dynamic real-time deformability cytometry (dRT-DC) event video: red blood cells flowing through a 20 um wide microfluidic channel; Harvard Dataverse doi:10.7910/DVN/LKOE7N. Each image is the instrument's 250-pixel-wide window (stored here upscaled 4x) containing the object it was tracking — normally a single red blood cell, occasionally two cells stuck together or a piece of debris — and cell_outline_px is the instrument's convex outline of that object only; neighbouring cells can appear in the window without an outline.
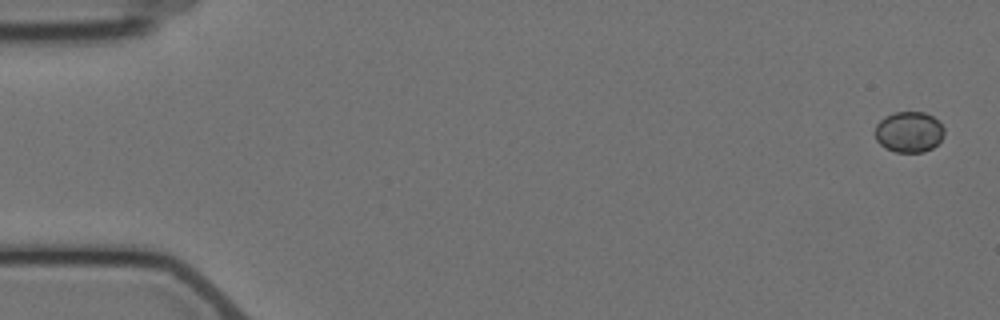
{"species": "Egyptian fruit bat (a non-hibernating species)", "species_latin": "Rousettus aegyptiacus", "temperature_condition": "cold", "stored_images_in_passage": 5, "camera_frame_rate_fps": 3000, "um_per_image_px": 0.085, "animal": {"sex": "female"}, "frame": {"image": 1, "passage_image": 1, "time_ms": 0.0, "image_size_px": [1000, 320], "cell_outline_px": [[944, 136], [932, 148], [924, 152], [896, 152], [884, 148], [876, 140], [876, 124], [884, 116], [896, 112], [924, 112], [932, 116], [944, 128]], "centroid_in_image_um": [77.25, 11.22], "position_along_channel_um": 7.7, "area_um2": 16.42}}
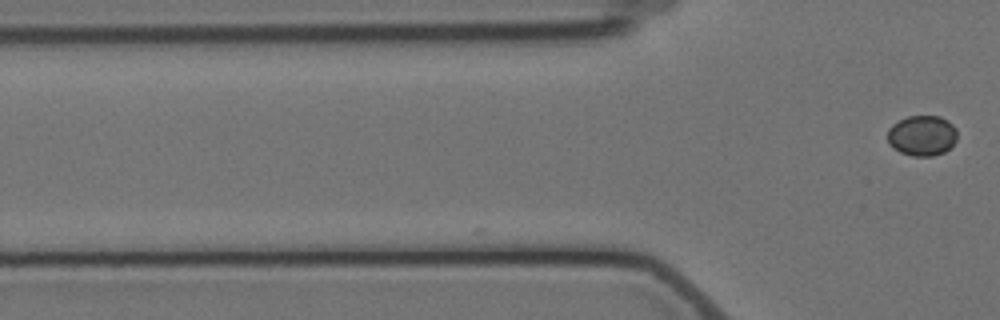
{"frame": {"image": 2, "passage_image": 5, "time_ms": 4.667, "image_size_px": [1000, 320], "cell_outline_px": [[956, 140], [944, 152], [932, 156], [912, 156], [900, 152], [892, 148], [888, 144], [888, 128], [892, 124], [908, 116], [940, 116], [948, 120], [956, 128]], "centroid_in_image_um": [78.35, 11.52], "position_along_channel_um": 47.4, "area_um2": 16.47}}